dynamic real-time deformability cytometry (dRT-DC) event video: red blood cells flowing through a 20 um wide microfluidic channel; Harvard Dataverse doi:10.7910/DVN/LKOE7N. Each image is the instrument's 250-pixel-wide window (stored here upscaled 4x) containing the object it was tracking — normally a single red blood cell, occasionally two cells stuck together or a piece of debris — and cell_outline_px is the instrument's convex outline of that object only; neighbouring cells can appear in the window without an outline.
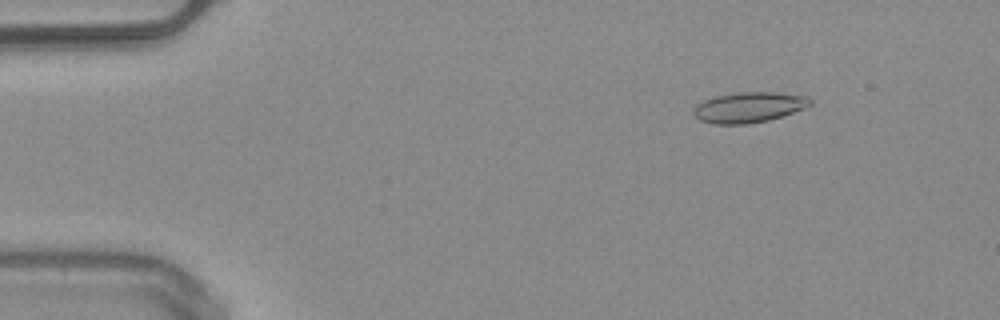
{"species": "common noctule bat (a hibernating species)", "species_latin": "Nyctalus noctula", "temperature_condition": "warm", "stored_images_in_passage": 51, "camera_frame_rate_fps": 3000, "um_per_image_px": 0.085, "animal": {"sex": "male", "body_mass_g": 20.4}, "frame": {"image": 1, "passage_image": 7, "time_ms": 2.0, "image_size_px": [1000, 320], "cell_outline_px": [[812, 104], [804, 108], [768, 120], [748, 124], [712, 124], [700, 120], [692, 112], [692, 108], [696, 104], [704, 100], [716, 96], [740, 92], [776, 92], [804, 96], [812, 100]], "centroid_in_image_um": [63.61, 9.12], "position_along_channel_um": 21.4, "area_um2": 20.58}}
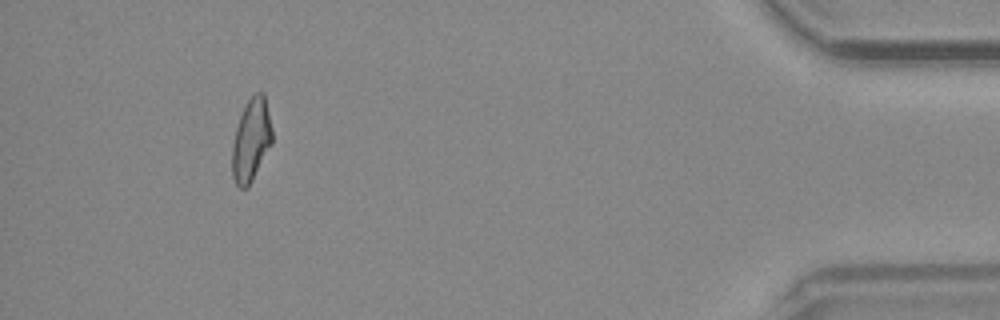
{"frame": {"image": 2, "passage_image": 47, "time_ms": 15.333, "image_size_px": [1000, 320], "cell_outline_px": [[272, 144], [248, 188], [240, 188], [236, 184], [232, 176], [232, 144], [236, 128], [240, 116], [248, 100], [256, 92], [264, 92], [272, 128]], "centroid_in_image_um": [21.35, 11.92], "position_along_channel_um": 413.8, "area_um2": 19.31}, "authors_computed_cell_mechanics": {"area_um2": 19.5942, "velocity_mm_per_s": 4.0542, "shape_relaxation_time_tau1_ms": null, "shape_relaxation_time_tau2_ms": 2.1733, "deformation_change_tau1": null, "deformation_change_tau2": 0.1013}}